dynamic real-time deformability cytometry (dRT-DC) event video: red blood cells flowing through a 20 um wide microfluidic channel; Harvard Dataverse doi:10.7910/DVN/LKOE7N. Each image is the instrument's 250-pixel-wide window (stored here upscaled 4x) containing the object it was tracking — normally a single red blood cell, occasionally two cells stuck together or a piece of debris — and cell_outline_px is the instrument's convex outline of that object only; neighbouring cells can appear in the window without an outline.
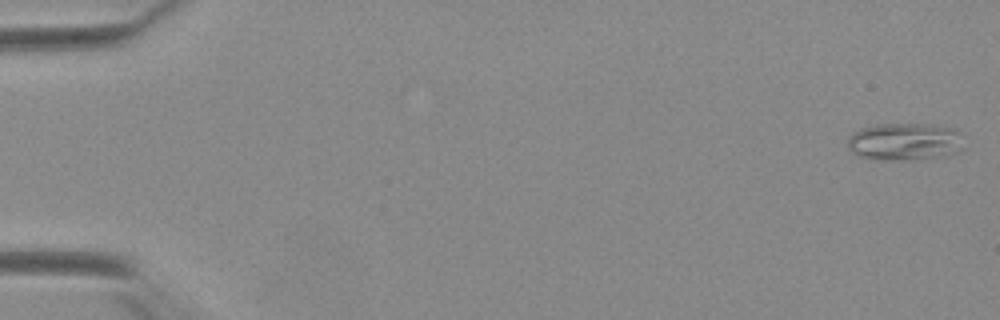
{"species": "Egyptian fruit bat (a non-hibernating species)", "species_latin": "Rousettus aegyptiacus", "temperature_condition": "warm", "stored_images_in_passage": 53, "camera_frame_rate_fps": 3000, "um_per_image_px": 0.085, "animal": {"sex": "female"}, "frame": {"image": 1, "passage_image": 2, "time_ms": 0.333, "image_size_px": [1000, 320], "cell_outline_px": [[960, 152], [932, 156], [860, 156], [848, 144], [848, 136], [852, 132], [860, 128], [876, 124], [924, 124], [956, 128], [960, 148]], "centroid_in_image_um": [76.87, 11.93], "position_along_channel_um": 8.1, "area_um2": 23.24}}
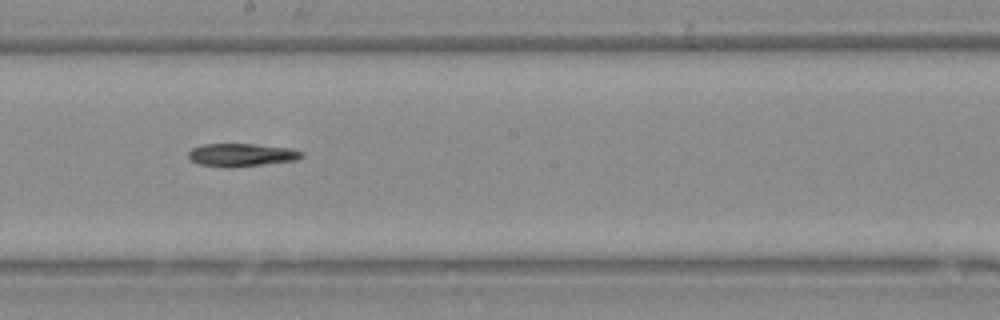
{"frame": {"image": 2, "passage_image": 31, "time_ms": 10.0, "image_size_px": [1000, 320], "cell_outline_px": [[304, 156], [296, 160], [232, 168], [228, 168], [200, 164], [192, 160], [188, 156], [188, 152], [192, 148], [204, 144], [252, 144], [292, 148], [304, 152]], "centroid_in_image_um": [20.55, 13.17], "position_along_channel_um": 227.6, "area_um2": 15.2}}
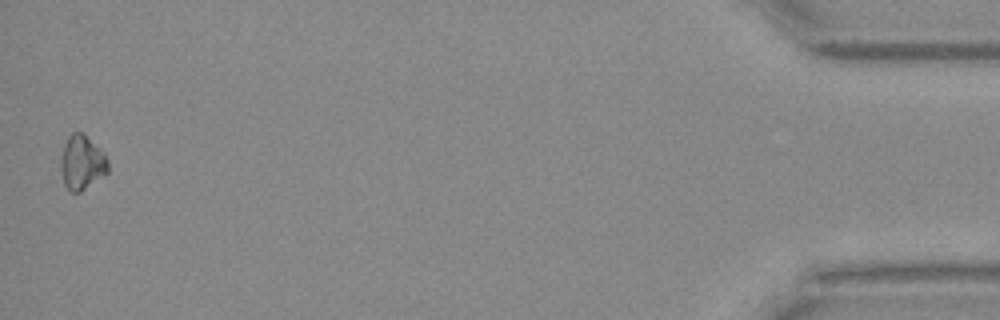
{"frame": {"image": 3, "passage_image": 53, "time_ms": 17.333, "image_size_px": [1000, 320], "cell_outline_px": [[108, 172], [80, 192], [72, 192], [64, 184], [64, 144], [68, 136], [72, 132], [80, 132], [108, 160]], "centroid_in_image_um": [6.99, 13.85], "position_along_channel_um": 428.2, "area_um2": 13.7}, "authors_computed_cell_mechanics": {"area_um2": 15.3748, "velocity_mm_per_s": 3.9337, "shape_relaxation_time_tau1_ms": 4.8962, "shape_relaxation_time_tau2_ms": null, "deformation_change_tau1": 0.1215, "deformation_change_tau2": null}}